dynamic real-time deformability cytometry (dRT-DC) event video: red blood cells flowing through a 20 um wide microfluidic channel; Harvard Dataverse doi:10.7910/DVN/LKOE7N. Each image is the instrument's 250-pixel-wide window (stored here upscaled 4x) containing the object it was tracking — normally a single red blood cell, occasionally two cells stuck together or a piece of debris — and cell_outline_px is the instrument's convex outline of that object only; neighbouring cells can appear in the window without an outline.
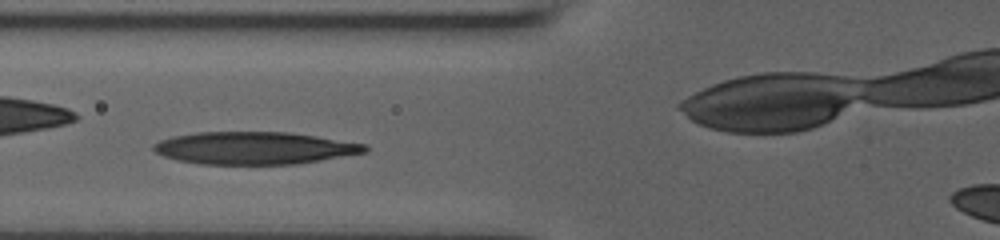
{"species": "human", "species_latin": "Homo sapiens", "temperature_condition": "room temperature", "stored_images_in_passage": 8, "camera_frame_rate_fps": 3000, "um_per_image_px": 0.085, "donor": {"sex": "male"}, "frame": {"image": 1, "passage_image": 3, "time_ms": 1.0, "image_size_px": [1000, 240], "cell_outline_px": [[368, 152], [296, 164], [200, 164], [176, 160], [164, 156], [156, 152], [152, 148], [152, 144], [160, 140], [172, 136], [196, 132], [288, 132], [316, 136], [368, 144]], "centroid_in_image_um": [21.61, 12.58], "position_along_channel_um": 104.2, "area_um2": 40.11}}
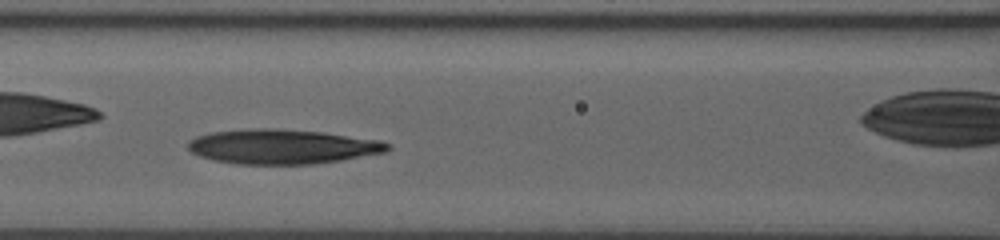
{"frame": {"image": 2, "passage_image": 5, "time_ms": 2.0, "image_size_px": [1000, 240], "cell_outline_px": [[392, 148], [388, 152], [340, 160], [312, 164], [236, 164], [216, 160], [200, 156], [192, 152], [188, 148], [188, 140], [196, 136], [212, 132], [256, 128], [276, 128], [324, 132], [380, 140], [392, 144]], "centroid_in_image_um": [24.04, 12.45], "position_along_channel_um": 142.6, "area_um2": 40.46}}
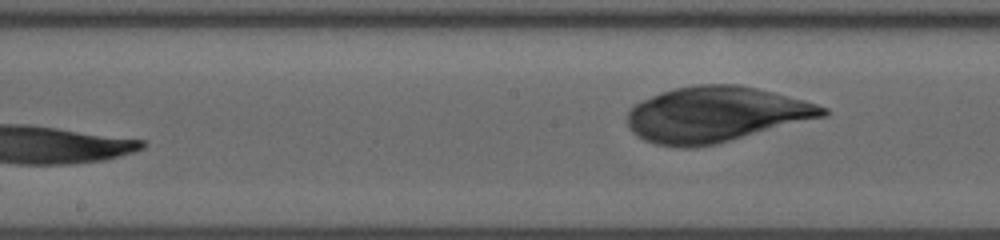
{"frame": {"image": 3, "passage_image": 8, "time_ms": 4.667, "image_size_px": [1000, 240], "cell_outline_px": [[828, 116], [716, 144], [696, 148], [676, 148], [656, 144], [644, 140], [636, 136], [628, 128], [628, 112], [636, 104], [660, 92], [692, 84], [736, 84], [756, 88], [804, 100], [828, 108]], "centroid_in_image_um": [60.84, 9.74], "position_along_channel_um": 187.4, "area_um2": 63.35}}